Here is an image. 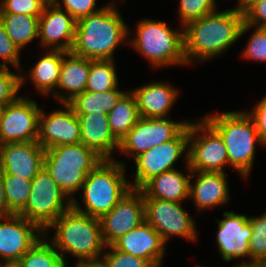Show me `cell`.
I'll use <instances>...</instances> for the list:
<instances>
[{"label": "cell", "instance_id": "cell-39", "mask_svg": "<svg viewBox=\"0 0 266 267\" xmlns=\"http://www.w3.org/2000/svg\"><path fill=\"white\" fill-rule=\"evenodd\" d=\"M243 50L244 58L266 62V30L256 27Z\"/></svg>", "mask_w": 266, "mask_h": 267}, {"label": "cell", "instance_id": "cell-38", "mask_svg": "<svg viewBox=\"0 0 266 267\" xmlns=\"http://www.w3.org/2000/svg\"><path fill=\"white\" fill-rule=\"evenodd\" d=\"M56 6L63 9L69 13L76 21L82 17L94 14L105 6L96 8L97 0H62V5L59 3V0H51Z\"/></svg>", "mask_w": 266, "mask_h": 267}, {"label": "cell", "instance_id": "cell-49", "mask_svg": "<svg viewBox=\"0 0 266 267\" xmlns=\"http://www.w3.org/2000/svg\"><path fill=\"white\" fill-rule=\"evenodd\" d=\"M2 111H3V106L0 105V118H1Z\"/></svg>", "mask_w": 266, "mask_h": 267}, {"label": "cell", "instance_id": "cell-7", "mask_svg": "<svg viewBox=\"0 0 266 267\" xmlns=\"http://www.w3.org/2000/svg\"><path fill=\"white\" fill-rule=\"evenodd\" d=\"M131 42L156 67L187 64L184 56L183 28L172 30L166 22L144 19L137 25Z\"/></svg>", "mask_w": 266, "mask_h": 267}, {"label": "cell", "instance_id": "cell-8", "mask_svg": "<svg viewBox=\"0 0 266 267\" xmlns=\"http://www.w3.org/2000/svg\"><path fill=\"white\" fill-rule=\"evenodd\" d=\"M71 207L72 201L43 167L32 180L26 206L18 214L36 223L44 231Z\"/></svg>", "mask_w": 266, "mask_h": 267}, {"label": "cell", "instance_id": "cell-14", "mask_svg": "<svg viewBox=\"0 0 266 267\" xmlns=\"http://www.w3.org/2000/svg\"><path fill=\"white\" fill-rule=\"evenodd\" d=\"M146 220L144 196L132 188L115 207L100 218L101 232L106 246H111Z\"/></svg>", "mask_w": 266, "mask_h": 267}, {"label": "cell", "instance_id": "cell-25", "mask_svg": "<svg viewBox=\"0 0 266 267\" xmlns=\"http://www.w3.org/2000/svg\"><path fill=\"white\" fill-rule=\"evenodd\" d=\"M187 176L176 169L163 172L148 180L140 190L144 198L182 203L190 196L191 174Z\"/></svg>", "mask_w": 266, "mask_h": 267}, {"label": "cell", "instance_id": "cell-15", "mask_svg": "<svg viewBox=\"0 0 266 267\" xmlns=\"http://www.w3.org/2000/svg\"><path fill=\"white\" fill-rule=\"evenodd\" d=\"M0 218V258L3 264L17 263L41 238L44 231L19 214ZM8 220V221H7Z\"/></svg>", "mask_w": 266, "mask_h": 267}, {"label": "cell", "instance_id": "cell-36", "mask_svg": "<svg viewBox=\"0 0 266 267\" xmlns=\"http://www.w3.org/2000/svg\"><path fill=\"white\" fill-rule=\"evenodd\" d=\"M0 14L41 16L50 0H1Z\"/></svg>", "mask_w": 266, "mask_h": 267}, {"label": "cell", "instance_id": "cell-46", "mask_svg": "<svg viewBox=\"0 0 266 267\" xmlns=\"http://www.w3.org/2000/svg\"><path fill=\"white\" fill-rule=\"evenodd\" d=\"M2 267H20L17 263L14 264H3Z\"/></svg>", "mask_w": 266, "mask_h": 267}, {"label": "cell", "instance_id": "cell-21", "mask_svg": "<svg viewBox=\"0 0 266 267\" xmlns=\"http://www.w3.org/2000/svg\"><path fill=\"white\" fill-rule=\"evenodd\" d=\"M80 122L81 143L95 150L104 159H112L113 150L119 149V141L112 134L108 114H77Z\"/></svg>", "mask_w": 266, "mask_h": 267}, {"label": "cell", "instance_id": "cell-18", "mask_svg": "<svg viewBox=\"0 0 266 267\" xmlns=\"http://www.w3.org/2000/svg\"><path fill=\"white\" fill-rule=\"evenodd\" d=\"M45 149L37 142L5 143L0 145V170L33 180L44 167Z\"/></svg>", "mask_w": 266, "mask_h": 267}, {"label": "cell", "instance_id": "cell-1", "mask_svg": "<svg viewBox=\"0 0 266 267\" xmlns=\"http://www.w3.org/2000/svg\"><path fill=\"white\" fill-rule=\"evenodd\" d=\"M250 28L244 22V13L235 8L222 12L215 10L187 23L183 27L186 63L219 56Z\"/></svg>", "mask_w": 266, "mask_h": 267}, {"label": "cell", "instance_id": "cell-4", "mask_svg": "<svg viewBox=\"0 0 266 267\" xmlns=\"http://www.w3.org/2000/svg\"><path fill=\"white\" fill-rule=\"evenodd\" d=\"M125 163L113 159H104L94 170L87 174L82 185V208L74 199L72 207L83 214L101 218L110 212L115 205L132 189L126 181Z\"/></svg>", "mask_w": 266, "mask_h": 267}, {"label": "cell", "instance_id": "cell-45", "mask_svg": "<svg viewBox=\"0 0 266 267\" xmlns=\"http://www.w3.org/2000/svg\"><path fill=\"white\" fill-rule=\"evenodd\" d=\"M65 267H67V262ZM74 267H101V264L99 262H77Z\"/></svg>", "mask_w": 266, "mask_h": 267}, {"label": "cell", "instance_id": "cell-2", "mask_svg": "<svg viewBox=\"0 0 266 267\" xmlns=\"http://www.w3.org/2000/svg\"><path fill=\"white\" fill-rule=\"evenodd\" d=\"M130 33L129 27L111 3L77 20L71 52L91 60H113L116 47Z\"/></svg>", "mask_w": 266, "mask_h": 267}, {"label": "cell", "instance_id": "cell-48", "mask_svg": "<svg viewBox=\"0 0 266 267\" xmlns=\"http://www.w3.org/2000/svg\"><path fill=\"white\" fill-rule=\"evenodd\" d=\"M258 265L260 267H266V260L265 261H262V262H259Z\"/></svg>", "mask_w": 266, "mask_h": 267}, {"label": "cell", "instance_id": "cell-33", "mask_svg": "<svg viewBox=\"0 0 266 267\" xmlns=\"http://www.w3.org/2000/svg\"><path fill=\"white\" fill-rule=\"evenodd\" d=\"M251 223L250 262L240 265L258 264L266 260V212L260 217H249Z\"/></svg>", "mask_w": 266, "mask_h": 267}, {"label": "cell", "instance_id": "cell-3", "mask_svg": "<svg viewBox=\"0 0 266 267\" xmlns=\"http://www.w3.org/2000/svg\"><path fill=\"white\" fill-rule=\"evenodd\" d=\"M55 228L50 242L65 260V253L74 255L78 262H99L106 246L101 232L100 219L76 211L73 207L52 222Z\"/></svg>", "mask_w": 266, "mask_h": 267}, {"label": "cell", "instance_id": "cell-42", "mask_svg": "<svg viewBox=\"0 0 266 267\" xmlns=\"http://www.w3.org/2000/svg\"><path fill=\"white\" fill-rule=\"evenodd\" d=\"M248 114L254 120L258 135L263 142L266 144V96L254 107V110L248 112Z\"/></svg>", "mask_w": 266, "mask_h": 267}, {"label": "cell", "instance_id": "cell-27", "mask_svg": "<svg viewBox=\"0 0 266 267\" xmlns=\"http://www.w3.org/2000/svg\"><path fill=\"white\" fill-rule=\"evenodd\" d=\"M125 93L118 90V87L102 92L85 90L83 93L75 95L67 104L76 114H90L92 112L109 114Z\"/></svg>", "mask_w": 266, "mask_h": 267}, {"label": "cell", "instance_id": "cell-37", "mask_svg": "<svg viewBox=\"0 0 266 267\" xmlns=\"http://www.w3.org/2000/svg\"><path fill=\"white\" fill-rule=\"evenodd\" d=\"M107 247L111 249V252H106L101 256L99 261L101 267H153L147 260L123 253L112 245Z\"/></svg>", "mask_w": 266, "mask_h": 267}, {"label": "cell", "instance_id": "cell-9", "mask_svg": "<svg viewBox=\"0 0 266 267\" xmlns=\"http://www.w3.org/2000/svg\"><path fill=\"white\" fill-rule=\"evenodd\" d=\"M200 120L197 123L189 121V150L185 155L187 168L198 172H225L223 168L228 164V153L224 141L204 118Z\"/></svg>", "mask_w": 266, "mask_h": 267}, {"label": "cell", "instance_id": "cell-10", "mask_svg": "<svg viewBox=\"0 0 266 267\" xmlns=\"http://www.w3.org/2000/svg\"><path fill=\"white\" fill-rule=\"evenodd\" d=\"M41 108L29 97H18L3 106L0 118V145L37 141Z\"/></svg>", "mask_w": 266, "mask_h": 267}, {"label": "cell", "instance_id": "cell-28", "mask_svg": "<svg viewBox=\"0 0 266 267\" xmlns=\"http://www.w3.org/2000/svg\"><path fill=\"white\" fill-rule=\"evenodd\" d=\"M140 118L135 95L126 92L108 114L110 130L120 142Z\"/></svg>", "mask_w": 266, "mask_h": 267}, {"label": "cell", "instance_id": "cell-43", "mask_svg": "<svg viewBox=\"0 0 266 267\" xmlns=\"http://www.w3.org/2000/svg\"><path fill=\"white\" fill-rule=\"evenodd\" d=\"M14 213L9 209L4 192V185L2 180V171L0 170V218L4 219L13 215Z\"/></svg>", "mask_w": 266, "mask_h": 267}, {"label": "cell", "instance_id": "cell-41", "mask_svg": "<svg viewBox=\"0 0 266 267\" xmlns=\"http://www.w3.org/2000/svg\"><path fill=\"white\" fill-rule=\"evenodd\" d=\"M244 22L251 27H266V0H257L244 12Z\"/></svg>", "mask_w": 266, "mask_h": 267}, {"label": "cell", "instance_id": "cell-12", "mask_svg": "<svg viewBox=\"0 0 266 267\" xmlns=\"http://www.w3.org/2000/svg\"><path fill=\"white\" fill-rule=\"evenodd\" d=\"M186 150H189V123L171 141L157 145L134 158L136 172L131 187L140 189L154 176L174 170L173 165Z\"/></svg>", "mask_w": 266, "mask_h": 267}, {"label": "cell", "instance_id": "cell-32", "mask_svg": "<svg viewBox=\"0 0 266 267\" xmlns=\"http://www.w3.org/2000/svg\"><path fill=\"white\" fill-rule=\"evenodd\" d=\"M4 192L9 209L18 214L25 206L31 193L32 180L2 172Z\"/></svg>", "mask_w": 266, "mask_h": 267}, {"label": "cell", "instance_id": "cell-19", "mask_svg": "<svg viewBox=\"0 0 266 267\" xmlns=\"http://www.w3.org/2000/svg\"><path fill=\"white\" fill-rule=\"evenodd\" d=\"M225 219L217 220L218 231L216 243L224 261L248 257L250 259L249 241L251 223L249 217L235 212H224Z\"/></svg>", "mask_w": 266, "mask_h": 267}, {"label": "cell", "instance_id": "cell-17", "mask_svg": "<svg viewBox=\"0 0 266 267\" xmlns=\"http://www.w3.org/2000/svg\"><path fill=\"white\" fill-rule=\"evenodd\" d=\"M76 25L77 21L69 13L64 12L50 0L39 17L38 38L41 39V45L50 50L71 52Z\"/></svg>", "mask_w": 266, "mask_h": 267}, {"label": "cell", "instance_id": "cell-44", "mask_svg": "<svg viewBox=\"0 0 266 267\" xmlns=\"http://www.w3.org/2000/svg\"><path fill=\"white\" fill-rule=\"evenodd\" d=\"M257 0H238V6L235 8L238 11L244 12L250 5Z\"/></svg>", "mask_w": 266, "mask_h": 267}, {"label": "cell", "instance_id": "cell-24", "mask_svg": "<svg viewBox=\"0 0 266 267\" xmlns=\"http://www.w3.org/2000/svg\"><path fill=\"white\" fill-rule=\"evenodd\" d=\"M89 69L90 59L67 52L62 59L60 78L56 87L64 90L66 95L57 93L55 89L56 92L53 93V96L63 104L70 101L75 95L83 93L86 90Z\"/></svg>", "mask_w": 266, "mask_h": 267}, {"label": "cell", "instance_id": "cell-13", "mask_svg": "<svg viewBox=\"0 0 266 267\" xmlns=\"http://www.w3.org/2000/svg\"><path fill=\"white\" fill-rule=\"evenodd\" d=\"M146 221L160 234L164 243L173 235L196 240V226L180 202L144 198Z\"/></svg>", "mask_w": 266, "mask_h": 267}, {"label": "cell", "instance_id": "cell-34", "mask_svg": "<svg viewBox=\"0 0 266 267\" xmlns=\"http://www.w3.org/2000/svg\"><path fill=\"white\" fill-rule=\"evenodd\" d=\"M25 81V77L11 72L7 66H0V105L14 102Z\"/></svg>", "mask_w": 266, "mask_h": 267}, {"label": "cell", "instance_id": "cell-20", "mask_svg": "<svg viewBox=\"0 0 266 267\" xmlns=\"http://www.w3.org/2000/svg\"><path fill=\"white\" fill-rule=\"evenodd\" d=\"M112 246L123 253L147 260L153 267H161L166 244L160 234L145 220L122 235Z\"/></svg>", "mask_w": 266, "mask_h": 267}, {"label": "cell", "instance_id": "cell-23", "mask_svg": "<svg viewBox=\"0 0 266 267\" xmlns=\"http://www.w3.org/2000/svg\"><path fill=\"white\" fill-rule=\"evenodd\" d=\"M141 118H163L169 113L179 94L173 85L152 82L132 91Z\"/></svg>", "mask_w": 266, "mask_h": 267}, {"label": "cell", "instance_id": "cell-26", "mask_svg": "<svg viewBox=\"0 0 266 267\" xmlns=\"http://www.w3.org/2000/svg\"><path fill=\"white\" fill-rule=\"evenodd\" d=\"M66 53L63 50L51 49L31 68L29 79L40 93L48 95L57 87L62 59Z\"/></svg>", "mask_w": 266, "mask_h": 267}, {"label": "cell", "instance_id": "cell-16", "mask_svg": "<svg viewBox=\"0 0 266 267\" xmlns=\"http://www.w3.org/2000/svg\"><path fill=\"white\" fill-rule=\"evenodd\" d=\"M63 106L65 110L58 109L49 115L41 109L37 142L45 150L59 145L81 142L80 122L77 114L67 103H63Z\"/></svg>", "mask_w": 266, "mask_h": 267}, {"label": "cell", "instance_id": "cell-40", "mask_svg": "<svg viewBox=\"0 0 266 267\" xmlns=\"http://www.w3.org/2000/svg\"><path fill=\"white\" fill-rule=\"evenodd\" d=\"M20 47L16 45L6 33L5 27L0 21V58L3 59V64L0 66H7L11 64L13 67L20 68Z\"/></svg>", "mask_w": 266, "mask_h": 267}, {"label": "cell", "instance_id": "cell-29", "mask_svg": "<svg viewBox=\"0 0 266 267\" xmlns=\"http://www.w3.org/2000/svg\"><path fill=\"white\" fill-rule=\"evenodd\" d=\"M39 17L24 14H0V21L11 40L22 49L38 37Z\"/></svg>", "mask_w": 266, "mask_h": 267}, {"label": "cell", "instance_id": "cell-22", "mask_svg": "<svg viewBox=\"0 0 266 267\" xmlns=\"http://www.w3.org/2000/svg\"><path fill=\"white\" fill-rule=\"evenodd\" d=\"M191 179L197 180L190 183V196L198 210L222 205L229 200V190L225 172H198L189 171ZM196 174H193V173Z\"/></svg>", "mask_w": 266, "mask_h": 267}, {"label": "cell", "instance_id": "cell-6", "mask_svg": "<svg viewBox=\"0 0 266 267\" xmlns=\"http://www.w3.org/2000/svg\"><path fill=\"white\" fill-rule=\"evenodd\" d=\"M103 161L95 150L81 142L48 148L44 155L45 169L71 201L82 188L87 174Z\"/></svg>", "mask_w": 266, "mask_h": 267}, {"label": "cell", "instance_id": "cell-11", "mask_svg": "<svg viewBox=\"0 0 266 267\" xmlns=\"http://www.w3.org/2000/svg\"><path fill=\"white\" fill-rule=\"evenodd\" d=\"M188 123L175 122L166 117L140 118L120 140L118 151L135 158L157 145L171 141Z\"/></svg>", "mask_w": 266, "mask_h": 267}, {"label": "cell", "instance_id": "cell-31", "mask_svg": "<svg viewBox=\"0 0 266 267\" xmlns=\"http://www.w3.org/2000/svg\"><path fill=\"white\" fill-rule=\"evenodd\" d=\"M118 77L113 60H91L86 91L102 92L116 89Z\"/></svg>", "mask_w": 266, "mask_h": 267}, {"label": "cell", "instance_id": "cell-47", "mask_svg": "<svg viewBox=\"0 0 266 267\" xmlns=\"http://www.w3.org/2000/svg\"><path fill=\"white\" fill-rule=\"evenodd\" d=\"M240 267H260L258 264L240 265Z\"/></svg>", "mask_w": 266, "mask_h": 267}, {"label": "cell", "instance_id": "cell-35", "mask_svg": "<svg viewBox=\"0 0 266 267\" xmlns=\"http://www.w3.org/2000/svg\"><path fill=\"white\" fill-rule=\"evenodd\" d=\"M179 14L183 27L216 10L215 0H180Z\"/></svg>", "mask_w": 266, "mask_h": 267}, {"label": "cell", "instance_id": "cell-30", "mask_svg": "<svg viewBox=\"0 0 266 267\" xmlns=\"http://www.w3.org/2000/svg\"><path fill=\"white\" fill-rule=\"evenodd\" d=\"M44 237L40 238L17 262L20 267H65L66 261Z\"/></svg>", "mask_w": 266, "mask_h": 267}, {"label": "cell", "instance_id": "cell-5", "mask_svg": "<svg viewBox=\"0 0 266 267\" xmlns=\"http://www.w3.org/2000/svg\"><path fill=\"white\" fill-rule=\"evenodd\" d=\"M222 137L228 164L248 178L255 157V144H263L252 117L243 111H230L203 117Z\"/></svg>", "mask_w": 266, "mask_h": 267}]
</instances>
